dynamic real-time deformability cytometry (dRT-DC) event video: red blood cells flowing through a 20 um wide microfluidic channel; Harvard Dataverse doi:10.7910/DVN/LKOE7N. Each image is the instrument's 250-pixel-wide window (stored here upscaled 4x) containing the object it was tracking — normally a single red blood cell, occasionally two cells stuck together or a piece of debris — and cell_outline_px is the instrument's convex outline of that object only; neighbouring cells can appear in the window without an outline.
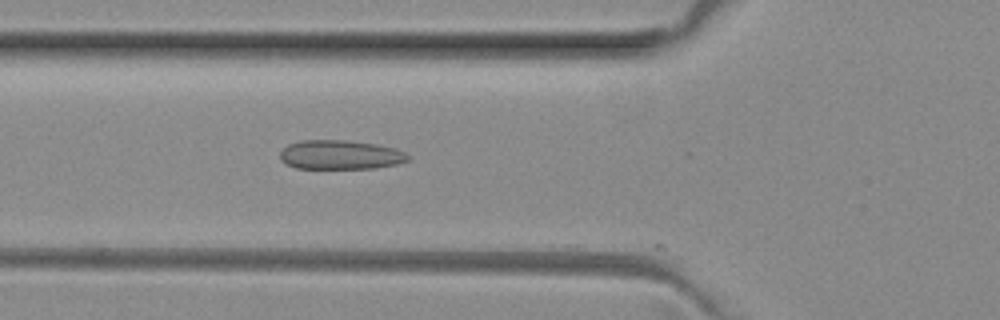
{"species": "common noctule bat (a hibernating species)", "species_latin": "Nyctalus noctula", "temperature_condition": "room temperature", "stored_images_in_passage": 22, "camera_frame_rate_fps": 3000, "um_per_image_px": 0.085, "animal": {"sex": "female", "body_mass_g": 29.2, "forearm_length_mm": 56.3}, "frame": {"image": 1, "passage_image": 18, "time_ms": 5.667, "image_size_px": [1000, 320], "cell_outline_px": [[408, 160], [396, 164], [376, 168], [296, 168], [280, 160], [280, 152], [288, 144], [300, 140], [344, 140], [376, 144], [396, 148], [404, 152], [408, 156]], "centroid_in_image_um": [28.91, 13.15], "position_along_channel_um": 96.9, "area_um2": 21.68}}
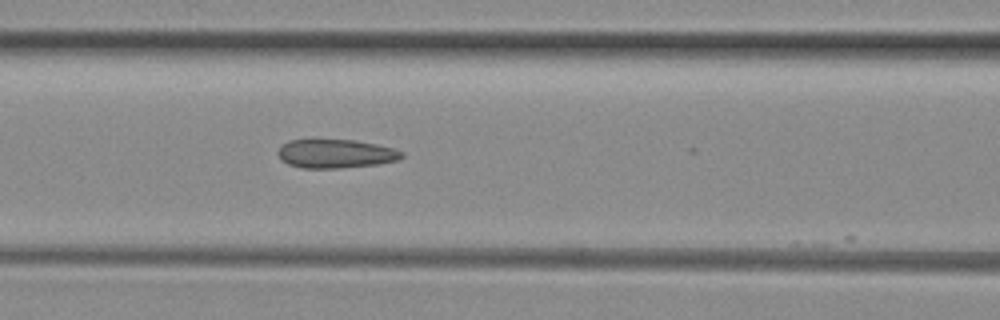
{"frame": {"image": 2, "passage_image": 21, "time_ms": 6.667, "image_size_px": [1000, 320], "cell_outline_px": [[404, 156], [400, 160], [376, 164], [340, 168], [304, 168], [288, 164], [280, 160], [276, 152], [288, 140], [356, 140], [376, 144], [392, 148], [404, 152]], "centroid_in_image_um": [28.54, 13.07], "position_along_channel_um": 138.1, "area_um2": 20.75}}